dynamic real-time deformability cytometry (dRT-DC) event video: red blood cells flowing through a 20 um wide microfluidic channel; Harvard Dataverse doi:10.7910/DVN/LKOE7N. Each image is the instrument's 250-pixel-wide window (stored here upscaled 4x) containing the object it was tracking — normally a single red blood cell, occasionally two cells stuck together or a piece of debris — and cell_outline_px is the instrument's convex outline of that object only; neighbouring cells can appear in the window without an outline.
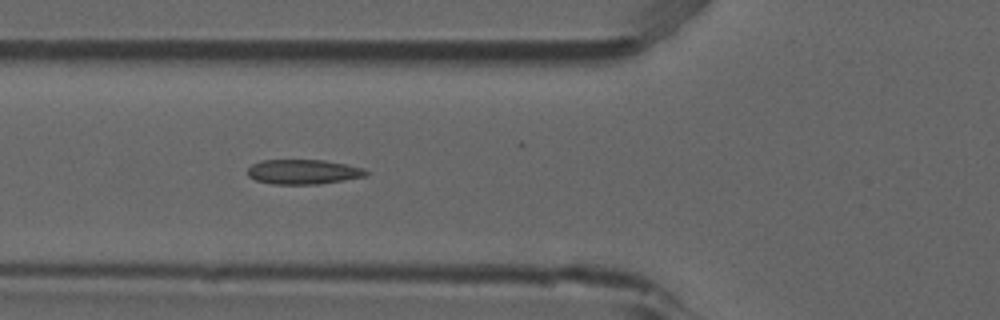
{"species": "common noctule bat (a hibernating species)", "species_latin": "Nyctalus noctula", "temperature_condition": "room temperature", "stored_images_in_passage": 5, "camera_frame_rate_fps": 3000, "um_per_image_px": 0.085, "animal": {"sex": "male", "forearm_length_mm": 52.5}, "frame": {"image": 1, "passage_image": 5, "time_ms": 1.333, "image_size_px": [1000, 320], "cell_outline_px": [[368, 172], [364, 176], [316, 184], [272, 184], [256, 180], [248, 176], [248, 168], [252, 164], [260, 160], [324, 160], [348, 164], [364, 168]], "centroid_in_image_um": [25.74, 14.59], "position_along_channel_um": 100.1, "area_um2": 16.94}}